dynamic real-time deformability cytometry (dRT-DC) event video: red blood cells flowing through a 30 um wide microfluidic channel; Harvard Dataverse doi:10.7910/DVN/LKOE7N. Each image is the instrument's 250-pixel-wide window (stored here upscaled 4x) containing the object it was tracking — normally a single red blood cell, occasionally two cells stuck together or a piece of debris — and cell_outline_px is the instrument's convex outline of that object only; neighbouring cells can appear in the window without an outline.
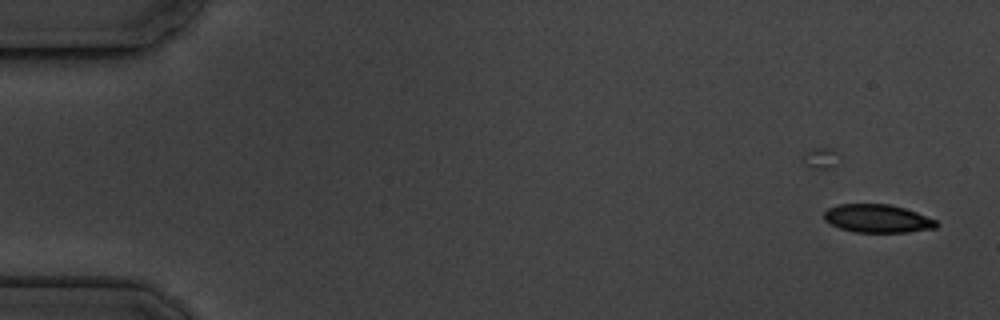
{"species": "common noctule bat (a hibernating species)", "species_latin": "Nyctalus noctula", "temperature_condition": "cold", "stored_images_in_passage": 6, "camera_frame_rate_fps": 3000, "um_per_image_px": 0.085, "animal": {"sex": "male", "body_mass_g": 19.5, "forearm_length_mm": 54.6}, "frame": {"image": 1, "passage_image": 3, "time_ms": 2.0, "image_size_px": [1000, 320], "cell_outline_px": [[940, 224], [936, 228], [908, 232], [856, 232], [840, 228], [824, 220], [824, 212], [828, 208], [840, 204], [888, 204], [904, 208], [916, 212], [936, 220]], "centroid_in_image_um": [74.6, 18.58], "position_along_channel_um": 10.4, "area_um2": 18.38}}
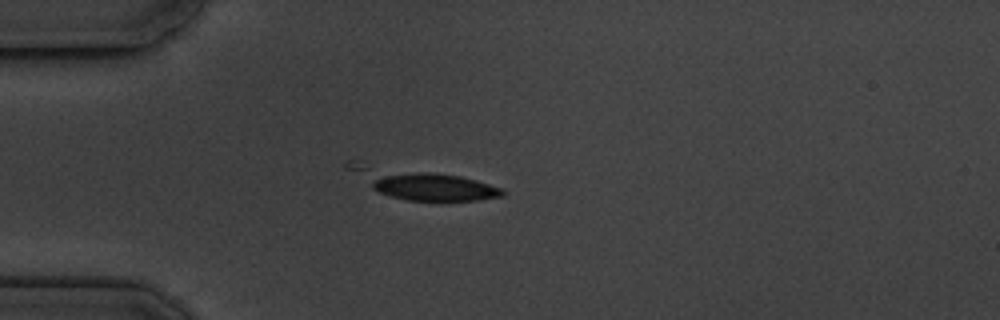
{"frame": {"image": 2, "passage_image": 6, "time_ms": 6.333, "image_size_px": [1000, 320], "cell_outline_px": [[504, 196], [476, 200], [408, 200], [392, 196], [380, 192], [372, 188], [372, 176], [420, 172], [428, 172], [460, 176], [476, 180], [504, 188]], "centroid_in_image_um": [36.93, 15.9], "position_along_channel_um": 48.1, "area_um2": 20.69}}